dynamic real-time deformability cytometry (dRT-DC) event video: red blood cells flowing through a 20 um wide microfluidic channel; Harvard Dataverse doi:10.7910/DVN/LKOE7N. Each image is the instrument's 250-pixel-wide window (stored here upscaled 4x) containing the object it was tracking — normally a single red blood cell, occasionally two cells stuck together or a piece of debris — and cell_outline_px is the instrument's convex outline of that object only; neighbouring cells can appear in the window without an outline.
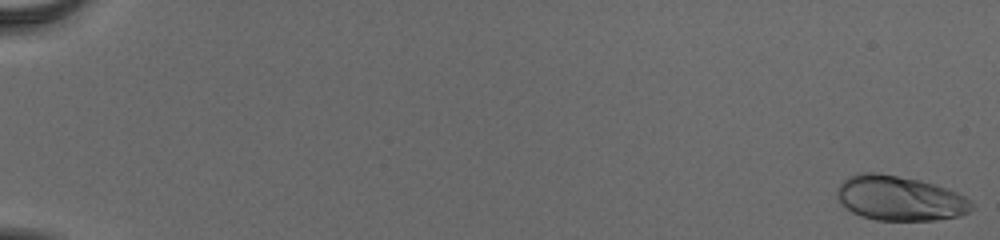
{"species": "human", "species_latin": "Homo sapiens", "temperature_condition": "cold", "stored_images_in_passage": 56, "camera_frame_rate_fps": 3000, "um_per_image_px": 0.085, "donor": {"sex": "male"}, "frame": {"image": 1, "passage_image": 1, "time_ms": 0.0, "image_size_px": [1000, 240], "cell_outline_px": [[976, 204], [968, 212], [960, 216], [936, 220], [876, 220], [860, 216], [852, 212], [840, 204], [836, 196], [836, 188], [848, 176], [856, 172], [876, 172], [920, 180], [936, 184], [956, 192], [964, 196]], "centroid_in_image_um": [76.45, 16.85], "position_along_channel_um": 8.6, "area_um2": 35.55}}
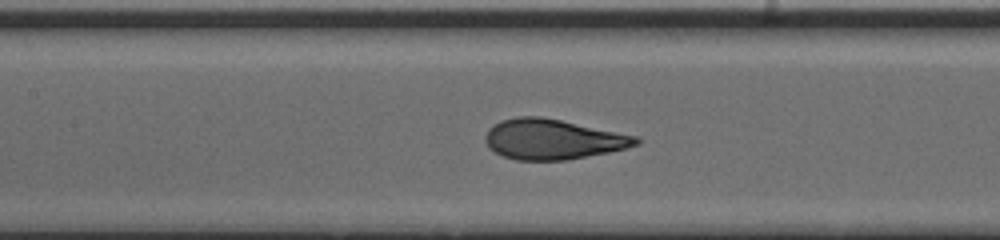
{"frame": {"image": 2, "passage_image": 29, "time_ms": 9.333, "image_size_px": [1000, 240], "cell_outline_px": [[640, 144], [608, 152], [568, 160], [516, 160], [504, 156], [488, 148], [484, 140], [484, 136], [488, 128], [492, 124], [500, 120], [516, 116], [540, 116], [640, 136]], "centroid_in_image_um": [46.96, 11.83], "position_along_channel_um": 160.4, "area_um2": 35.55}}
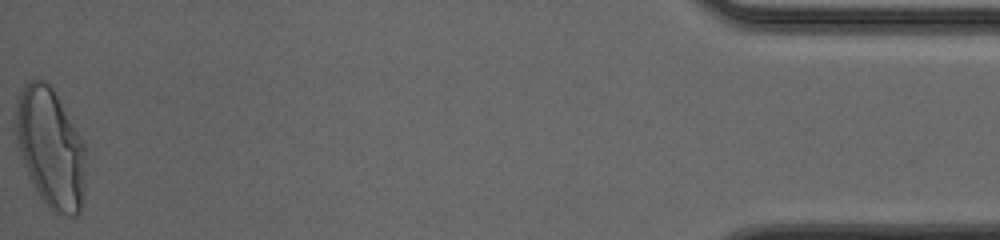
{"frame": {"image": 3, "passage_image": 56, "time_ms": 18.333, "image_size_px": [1000, 240], "cell_outline_px": [[84, 200], [80, 212], [76, 216], [68, 216], [52, 212], [40, 196], [24, 164], [16, 144], [16, 100], [24, 84], [36, 76], [44, 80], [52, 88], [80, 136], [84, 144]], "centroid_in_image_um": [4.29, 12.57], "position_along_channel_um": 430.9, "area_um2": 48.44}, "authors_computed_cell_mechanics": {"area_um2": 35.3158, "velocity_mm_per_s": 3.9041, "shape_relaxation_time_tau1_ms": 3.6347, "shape_relaxation_time_tau2_ms": null, "deformation_change_tau1": 0.1995, "deformation_change_tau2": null}}